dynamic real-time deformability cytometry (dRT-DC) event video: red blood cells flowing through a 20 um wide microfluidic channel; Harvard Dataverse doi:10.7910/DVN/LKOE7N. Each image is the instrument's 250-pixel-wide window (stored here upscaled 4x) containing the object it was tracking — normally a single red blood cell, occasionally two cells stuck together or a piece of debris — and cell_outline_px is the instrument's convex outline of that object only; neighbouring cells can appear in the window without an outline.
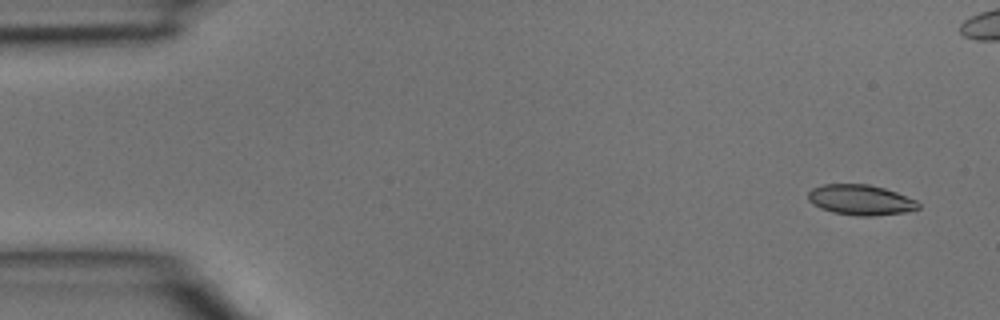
{"species": "common noctule bat (a hibernating species)", "species_latin": "Nyctalus noctula", "temperature_condition": "room temperature", "stored_images_in_passage": 5, "camera_frame_rate_fps": 3000, "um_per_image_px": 0.085, "animal": {"sex": "male", "body_mass_g": 15.6}, "frame": {"image": 1, "passage_image": 1, "time_ms": 0.0, "image_size_px": [1000, 320], "cell_outline_px": [[920, 208], [904, 212], [872, 216], [856, 216], [832, 212], [820, 208], [812, 204], [808, 200], [808, 192], [812, 188], [824, 184], [868, 184], [884, 188], [896, 192], [916, 200], [920, 204]], "centroid_in_image_um": [73.13, 16.99], "position_along_channel_um": 11.9, "area_um2": 19.54}}